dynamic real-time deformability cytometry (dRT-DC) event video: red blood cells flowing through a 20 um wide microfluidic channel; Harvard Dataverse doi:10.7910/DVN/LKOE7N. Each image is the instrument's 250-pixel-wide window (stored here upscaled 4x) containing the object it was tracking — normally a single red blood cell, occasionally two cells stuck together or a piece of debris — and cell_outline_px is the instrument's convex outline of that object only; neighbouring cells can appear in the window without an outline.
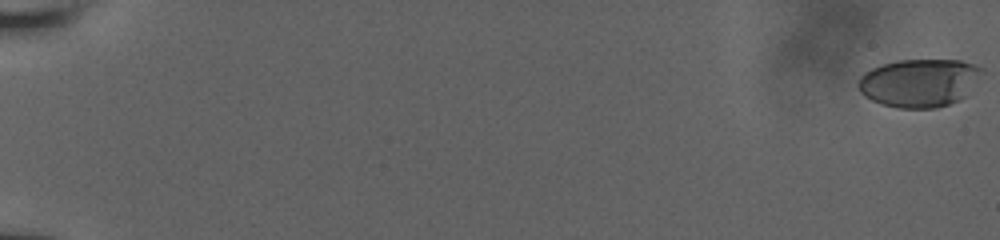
{"species": "human", "species_latin": "Homo sapiens", "temperature_condition": "room temperature", "stored_images_in_passage": 58, "camera_frame_rate_fps": 3000, "um_per_image_px": 0.085, "donor": {"sex": "male"}, "frame": {"image": 1, "passage_image": 1, "time_ms": 0.0, "image_size_px": [1000, 240], "cell_outline_px": [[984, 68], [960, 100], [936, 108], [896, 108], [880, 104], [864, 96], [860, 92], [856, 84], [860, 76], [864, 72], [872, 68], [884, 64], [900, 60], [960, 60]], "centroid_in_image_um": [78.06, 7.04], "position_along_channel_um": 6.9, "area_um2": 34.39}}
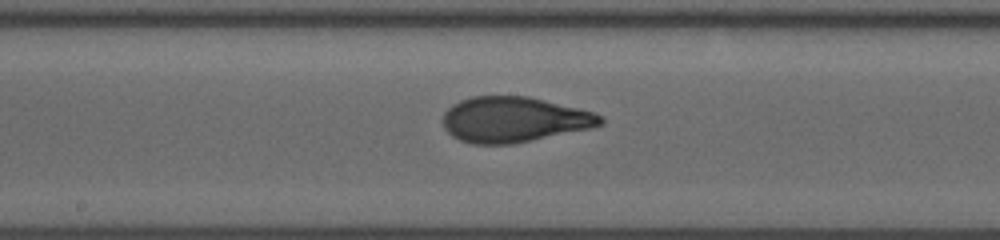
{"frame": {"image": 2, "passage_image": 34, "time_ms": 11.0, "image_size_px": [1000, 240], "cell_outline_px": [[604, 124], [592, 128], [512, 144], [472, 144], [460, 140], [452, 136], [444, 128], [444, 112], [452, 104], [460, 100], [472, 96], [528, 96], [592, 112], [604, 116]], "centroid_in_image_um": [43.68, 10.16], "position_along_channel_um": 204.5, "area_um2": 41.62}}
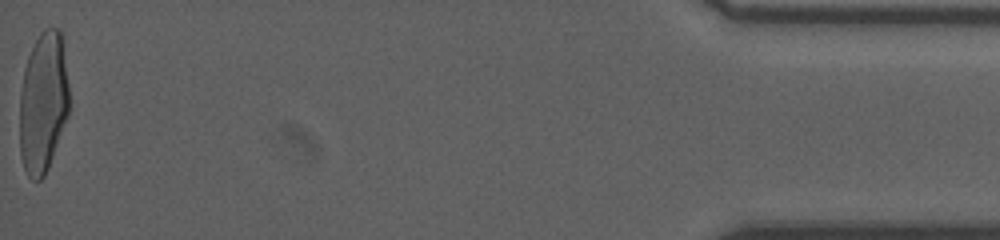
{"frame": {"image": 3, "passage_image": 58, "time_ms": 19.0, "image_size_px": [1000, 240], "cell_outline_px": [[68, 116], [48, 168], [44, 176], [40, 180], [32, 180], [28, 176], [24, 168], [20, 156], [20, 92], [24, 68], [28, 56], [40, 32], [44, 28], [60, 28], [68, 84]], "centroid_in_image_um": [3.66, 8.73], "position_along_channel_um": 431.5, "area_um2": 40.58}, "authors_computed_cell_mechanics": {"area_um2": 40.1421, "velocity_mm_per_s": 3.9076, "shape_relaxation_time_tau1_ms": 4.2352, "shape_relaxation_time_tau2_ms": 0.81, "deformation_change_tau1": 0.2011, "deformation_change_tau2": 0.0725}}